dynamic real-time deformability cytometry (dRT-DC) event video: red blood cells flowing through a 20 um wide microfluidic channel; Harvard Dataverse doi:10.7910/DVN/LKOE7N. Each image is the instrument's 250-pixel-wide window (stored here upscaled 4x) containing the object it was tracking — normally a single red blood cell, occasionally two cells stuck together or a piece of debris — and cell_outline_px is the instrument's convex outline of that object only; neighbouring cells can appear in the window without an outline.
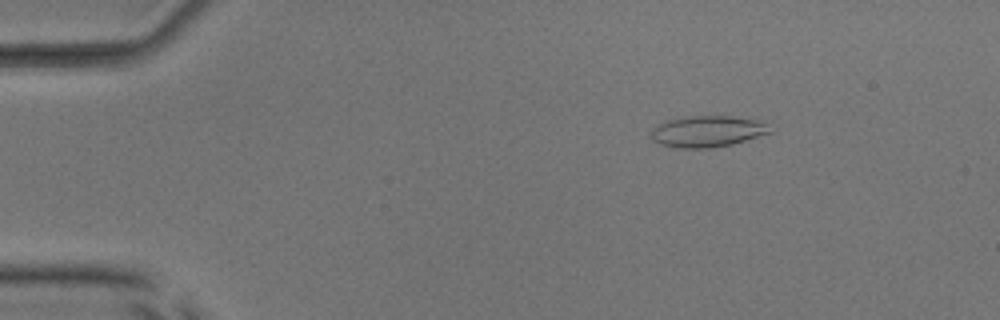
{"species": "common noctule bat (a hibernating species)", "species_latin": "Nyctalus noctula", "temperature_condition": "room temperature", "stored_images_in_passage": 52, "camera_frame_rate_fps": 3000, "um_per_image_px": 0.085, "animal": {"sex": "male", "body_mass_g": 17.9, "forearm_length_mm": 54.2}, "frame": {"image": 1, "passage_image": 8, "time_ms": 2.333, "image_size_px": [1000, 320], "cell_outline_px": [[772, 132], [732, 144], [712, 148], [676, 148], [660, 144], [652, 140], [652, 128], [676, 116], [732, 116], [752, 120], [764, 124]], "centroid_in_image_um": [60.05, 11.17], "position_along_channel_um": 25.0, "area_um2": 21.44}}
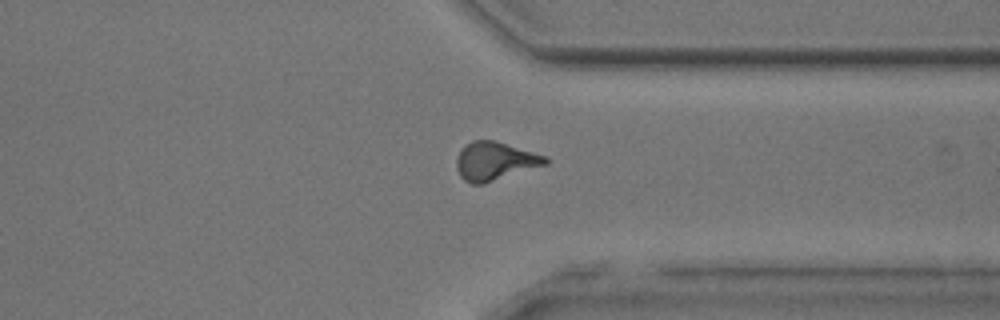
{"frame": {"image": 2, "passage_image": 40, "time_ms": 13.0, "image_size_px": [1000, 320], "cell_outline_px": [[548, 164], [484, 184], [472, 184], [464, 180], [460, 176], [456, 168], [456, 160], [460, 148], [464, 144], [472, 140], [496, 140], [544, 156], [548, 160]], "centroid_in_image_um": [42.02, 13.7], "position_along_channel_um": 369.4, "area_um2": 20.0}}
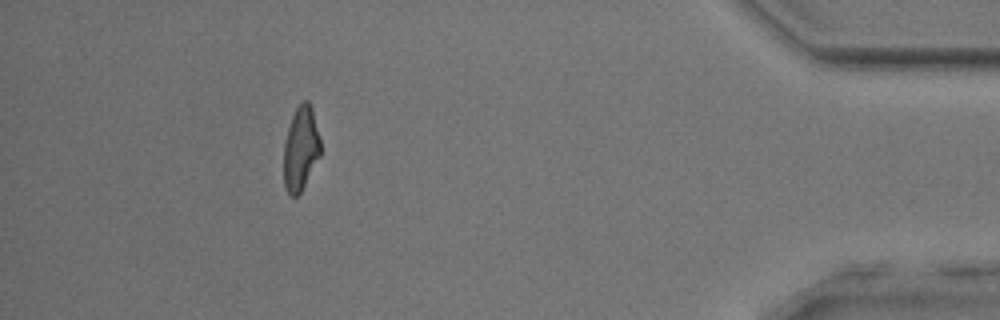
{"frame": {"image": 3, "passage_image": 47, "time_ms": 15.333, "image_size_px": [1000, 320], "cell_outline_px": [[320, 156], [300, 192], [296, 196], [292, 196], [288, 192], [284, 184], [284, 144], [288, 128], [292, 116], [296, 108], [304, 100], [308, 100], [312, 108], [320, 140]], "centroid_in_image_um": [25.56, 12.61], "position_along_channel_um": 409.6, "area_um2": 17.69}, "authors_computed_cell_mechanics": {"area_um2": 19.5653, "velocity_mm_per_s": 3.9903, "shape_relaxation_time_tau1_ms": 7.2278, "shape_relaxation_time_tau2_ms": 2.7906, "deformation_change_tau1": 0.2335, "deformation_change_tau2": 0.1272}}